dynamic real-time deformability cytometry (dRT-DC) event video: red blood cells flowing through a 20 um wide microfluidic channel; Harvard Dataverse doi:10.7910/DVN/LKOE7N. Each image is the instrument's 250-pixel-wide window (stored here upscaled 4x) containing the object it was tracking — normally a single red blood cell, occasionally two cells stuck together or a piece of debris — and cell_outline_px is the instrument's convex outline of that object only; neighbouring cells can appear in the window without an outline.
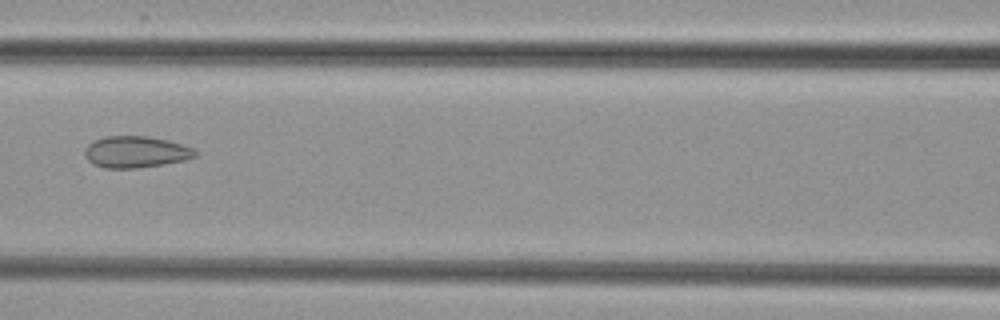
{"species": "common noctule bat (a hibernating species)", "species_latin": "Nyctalus noctula", "temperature_condition": "cold", "stored_images_in_passage": 8, "camera_frame_rate_fps": 3000, "um_per_image_px": 0.085, "animal": {"sex": "female", "body_mass_g": 29.2, "forearm_length_mm": 56.3}, "frame": {"image": 1, "passage_image": 7, "time_ms": 8.0, "image_size_px": [1000, 320], "cell_outline_px": [[196, 156], [184, 160], [164, 164], [136, 168], [104, 168], [92, 164], [84, 156], [84, 148], [92, 140], [104, 136], [148, 136], [168, 140], [192, 148], [196, 152]], "centroid_in_image_um": [11.47, 12.91], "position_along_channel_um": 155.1, "area_um2": 20.4}}
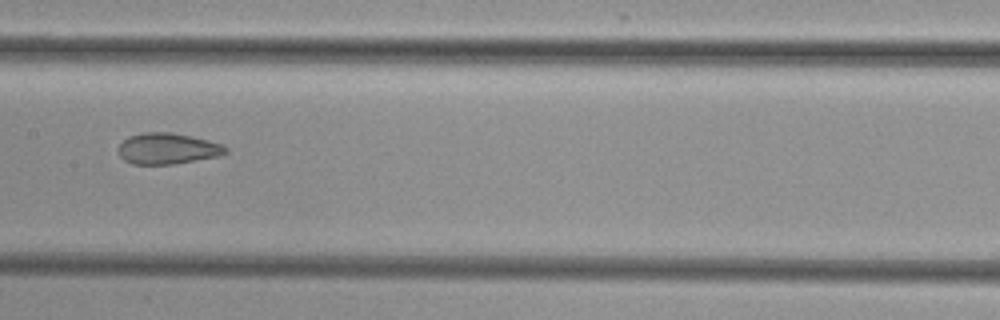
{"frame": {"image": 2, "passage_image": 8, "time_ms": 9.0, "image_size_px": [1000, 320], "cell_outline_px": [[228, 152], [220, 156], [172, 164], [132, 164], [124, 160], [120, 156], [120, 144], [128, 136], [144, 132], [172, 132], [192, 136], [224, 144], [228, 148]], "centroid_in_image_um": [14.29, 12.62], "position_along_channel_um": 193.1, "area_um2": 19.48}}